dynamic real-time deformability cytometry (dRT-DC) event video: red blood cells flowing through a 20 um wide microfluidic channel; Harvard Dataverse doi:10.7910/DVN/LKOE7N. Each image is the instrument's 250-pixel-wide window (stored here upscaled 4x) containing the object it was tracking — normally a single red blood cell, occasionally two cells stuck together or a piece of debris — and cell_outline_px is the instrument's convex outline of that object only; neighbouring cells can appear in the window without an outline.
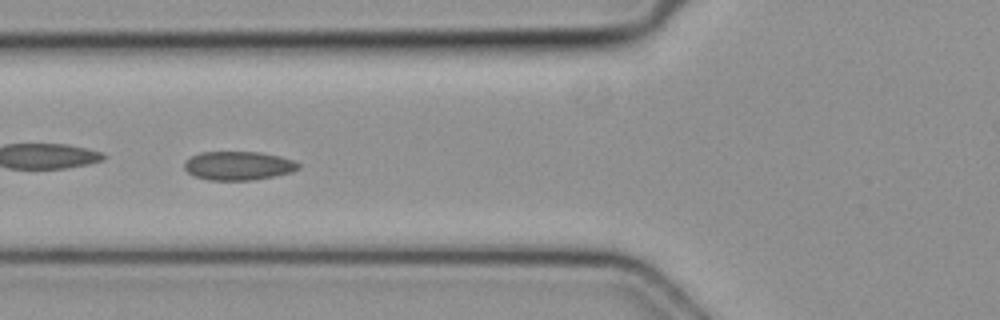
{"species": "common noctule bat (a hibernating species)", "species_latin": "Nyctalus noctula", "temperature_condition": "cold", "stored_images_in_passage": 6, "camera_frame_rate_fps": 3000, "um_per_image_px": 0.085, "animal": {"sex": "female", "body_mass_g": 19.3, "forearm_length_mm": 54.1}, "frame": {"image": 1, "passage_image": 5, "time_ms": 1.333, "image_size_px": [1000, 320], "cell_outline_px": [[300, 168], [292, 172], [276, 176], [252, 180], [208, 180], [192, 176], [184, 168], [184, 160], [200, 152], [260, 152], [280, 156], [292, 160], [300, 164]], "centroid_in_image_um": [20.24, 14.09], "position_along_channel_um": 105.6, "area_um2": 19.31}}
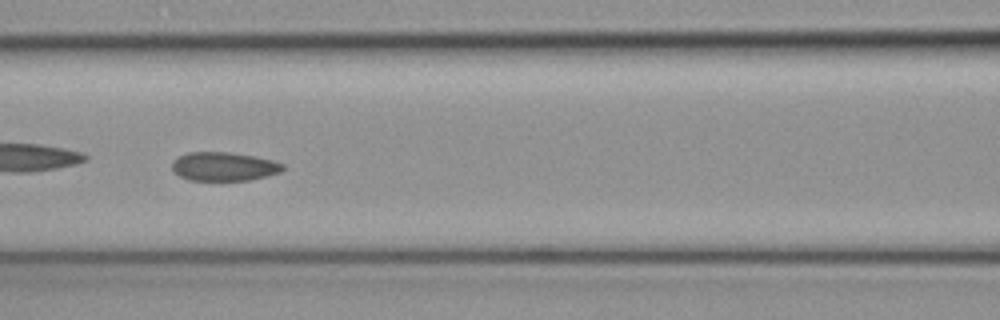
{"frame": {"image": 2, "passage_image": 6, "time_ms": 1.667, "image_size_px": [1000, 320], "cell_outline_px": [[284, 168], [280, 172], [268, 176], [248, 180], [188, 180], [172, 172], [172, 160], [188, 152], [232, 152], [256, 156], [272, 160], [284, 164]], "centroid_in_image_um": [19.02, 14.15], "position_along_channel_um": 147.6, "area_um2": 18.73}}